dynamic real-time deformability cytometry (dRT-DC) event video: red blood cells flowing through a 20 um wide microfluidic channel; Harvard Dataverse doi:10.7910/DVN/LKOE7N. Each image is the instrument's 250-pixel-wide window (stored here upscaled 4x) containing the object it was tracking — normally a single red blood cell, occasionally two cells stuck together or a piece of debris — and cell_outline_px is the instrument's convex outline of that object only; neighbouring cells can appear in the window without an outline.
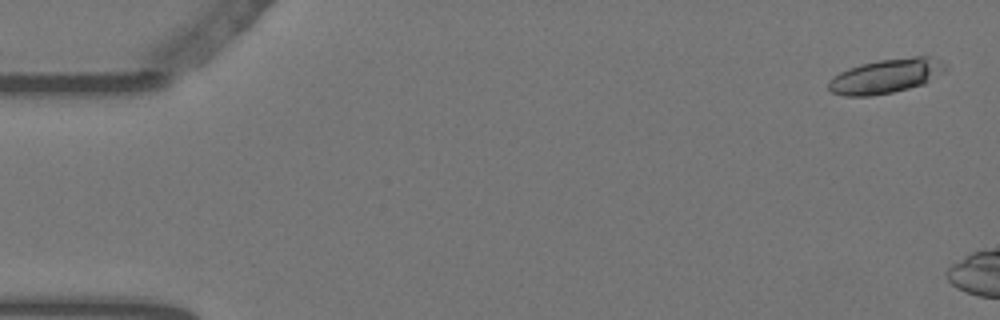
{"species": "Egyptian fruit bat (a non-hibernating species)", "species_latin": "Rousettus aegyptiacus", "temperature_condition": "warm", "stored_images_in_passage": 11, "camera_frame_rate_fps": 3000, "um_per_image_px": 0.085, "animal": {"sex": "female"}, "frame": {"image": 1, "passage_image": 1, "time_ms": 0.0, "image_size_px": [1000, 320], "cell_outline_px": [[948, 68], [944, 72], [924, 84], [892, 92], [872, 96], [844, 96], [832, 92], [828, 88], [828, 80], [832, 76], [848, 68], [860, 64], [880, 60], [912, 56], [928, 56], [940, 60], [948, 64]], "centroid_in_image_um": [75.32, 6.46], "position_along_channel_um": 9.7, "area_um2": 23.64}}